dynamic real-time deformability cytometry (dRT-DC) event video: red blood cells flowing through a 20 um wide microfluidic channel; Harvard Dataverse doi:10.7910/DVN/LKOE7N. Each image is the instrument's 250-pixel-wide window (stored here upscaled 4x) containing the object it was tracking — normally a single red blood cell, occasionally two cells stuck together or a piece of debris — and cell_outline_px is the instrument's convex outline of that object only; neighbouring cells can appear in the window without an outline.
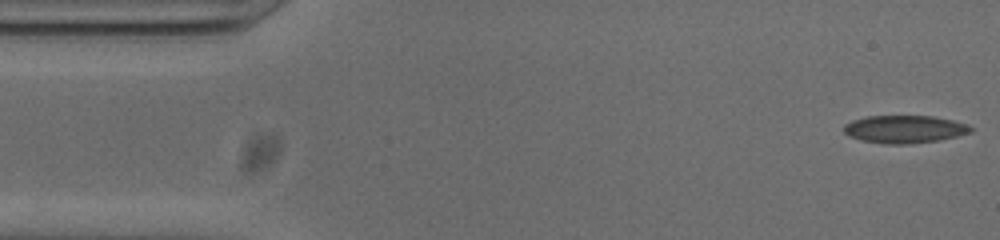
{"species": "common noctule bat (a hibernating species)", "species_latin": "Nyctalus noctula", "temperature_condition": "cold", "stored_images_in_passage": 44, "camera_frame_rate_fps": 3000, "um_per_image_px": 0.085, "animal": {"sex": "male", "body_mass_g": 20.0, "forearm_length_mm": 53.3}, "frame": {"image": 1, "passage_image": 1, "time_ms": 0.0, "image_size_px": [1000, 240], "cell_outline_px": [[972, 132], [940, 140], [908, 144], [884, 144], [860, 140], [848, 136], [844, 132], [844, 124], [852, 120], [868, 116], [932, 116], [952, 120], [968, 124], [972, 128]], "centroid_in_image_um": [76.87, 10.98], "position_along_channel_um": 8.1, "area_um2": 20.58}}
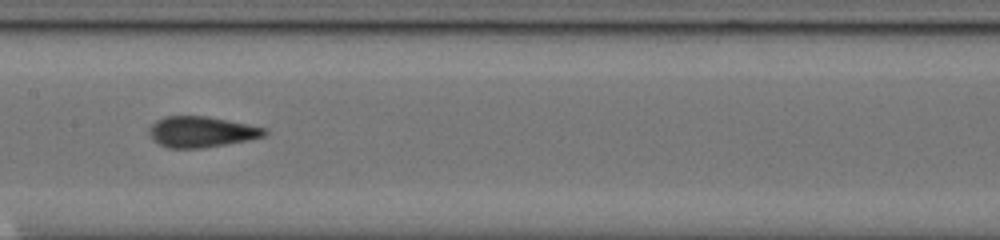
{"frame": {"image": 2, "passage_image": 24, "time_ms": 7.667, "image_size_px": [1000, 240], "cell_outline_px": [[268, 132], [264, 136], [248, 140], [200, 148], [168, 148], [160, 144], [148, 132], [148, 128], [156, 120], [164, 116], [208, 116], [268, 128]], "centroid_in_image_um": [17.14, 11.19], "position_along_channel_um": 190.3, "area_um2": 20.63}}
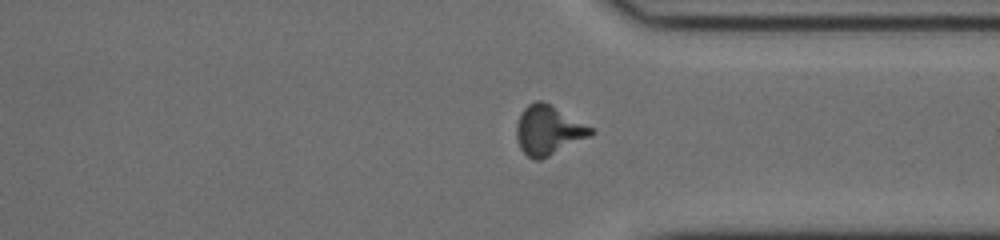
{"frame": {"image": 3, "passage_image": 38, "time_ms": 12.333, "image_size_px": [1000, 240], "cell_outline_px": [[596, 132], [592, 136], [540, 160], [532, 160], [520, 148], [516, 136], [516, 124], [520, 112], [528, 104], [536, 100], [544, 100], [592, 128]], "centroid_in_image_um": [46.6, 11.06], "position_along_channel_um": 364.8, "area_um2": 21.56}, "authors_computed_cell_mechanics": {"area_um2": 20.5768, "velocity_mm_per_s": 3.7932, "shape_relaxation_time_tau1_ms": 9.606, "shape_relaxation_time_tau2_ms": 1.3363, "deformation_change_tau1": 0.2158, "deformation_change_tau2": 0.0564}}